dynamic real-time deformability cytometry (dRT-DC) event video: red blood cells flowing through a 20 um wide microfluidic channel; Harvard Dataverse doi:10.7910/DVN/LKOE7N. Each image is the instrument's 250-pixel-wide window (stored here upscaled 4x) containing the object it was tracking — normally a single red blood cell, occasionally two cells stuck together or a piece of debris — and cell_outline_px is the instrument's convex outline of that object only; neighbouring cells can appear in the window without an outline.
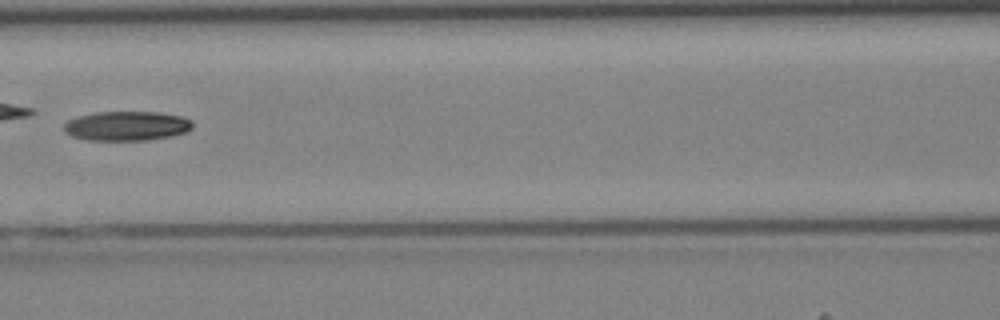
{"species": "Egyptian fruit bat (a non-hibernating species)", "species_latin": "Rousettus aegyptiacus", "temperature_condition": "cold", "stored_images_in_passage": 23, "camera_frame_rate_fps": 3000, "um_per_image_px": 0.085, "animal": {"sex": "female"}, "frame": {"image": 1, "passage_image": 7, "time_ms": 2.0, "image_size_px": [1000, 320], "cell_outline_px": [[192, 128], [184, 132], [172, 136], [152, 140], [88, 140], [72, 136], [64, 132], [64, 124], [68, 120], [76, 116], [92, 112], [160, 112], [180, 116], [192, 120]], "centroid_in_image_um": [10.75, 10.7], "position_along_channel_um": 155.9, "area_um2": 22.25}}
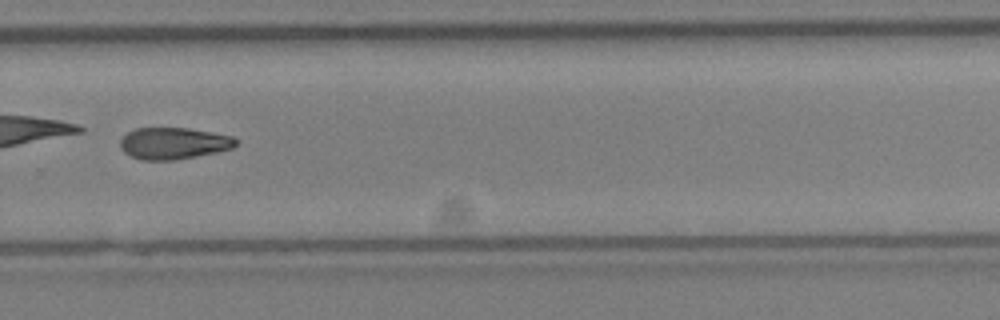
{"frame": {"image": 2, "passage_image": 17, "time_ms": 5.333, "image_size_px": [1000, 320], "cell_outline_px": [[236, 144], [232, 148], [216, 152], [176, 160], [140, 160], [124, 152], [120, 148], [120, 140], [128, 132], [136, 128], [188, 128], [232, 136], [236, 140]], "centroid_in_image_um": [14.72, 12.18], "position_along_channel_um": 315.1, "area_um2": 21.21}}